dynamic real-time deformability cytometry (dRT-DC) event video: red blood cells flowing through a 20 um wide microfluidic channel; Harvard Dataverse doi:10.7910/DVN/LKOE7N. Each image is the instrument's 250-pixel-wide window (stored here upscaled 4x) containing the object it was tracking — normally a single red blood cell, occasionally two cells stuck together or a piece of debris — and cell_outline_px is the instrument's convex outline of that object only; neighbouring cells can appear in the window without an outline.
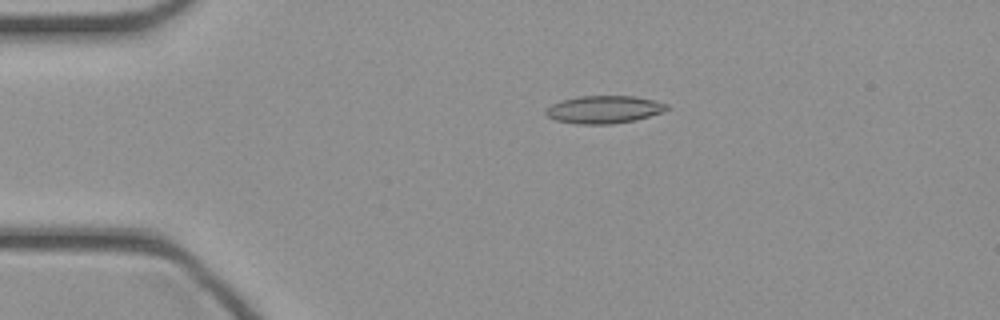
{"species": "common noctule bat (a hibernating species)", "species_latin": "Nyctalus noctula", "temperature_condition": "cold", "stored_images_in_passage": 46, "camera_frame_rate_fps": 3000, "um_per_image_px": 0.085, "animal": {"sex": "female", "body_mass_g": 21.9}, "frame": {"image": 1, "passage_image": 10, "time_ms": 3.0, "image_size_px": [1000, 320], "cell_outline_px": [[668, 108], [664, 112], [636, 120], [612, 124], [576, 124], [556, 120], [548, 116], [544, 112], [552, 104], [564, 100], [580, 96], [636, 96], [668, 104]], "centroid_in_image_um": [51.37, 9.31], "position_along_channel_um": 33.6, "area_um2": 19.42}}
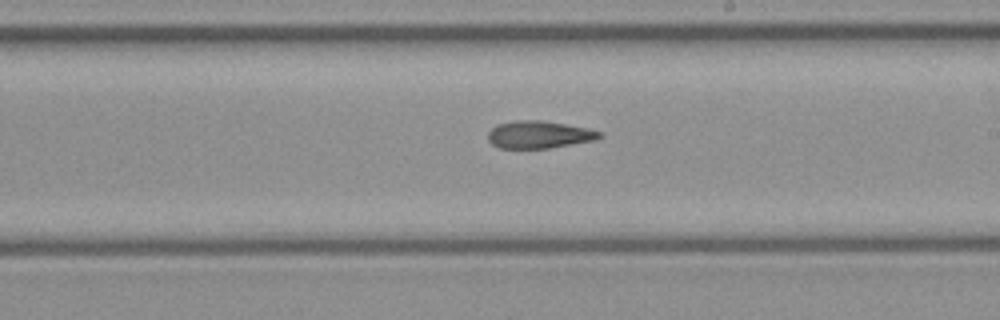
{"frame": {"image": 2, "passage_image": 27, "time_ms": 8.667, "image_size_px": [1000, 320], "cell_outline_px": [[604, 136], [596, 140], [548, 148], [500, 148], [492, 144], [488, 140], [488, 132], [496, 124], [516, 120], [540, 120], [588, 128], [604, 132]], "centroid_in_image_um": [45.84, 11.44], "position_along_channel_um": 243.2, "area_um2": 17.92}}
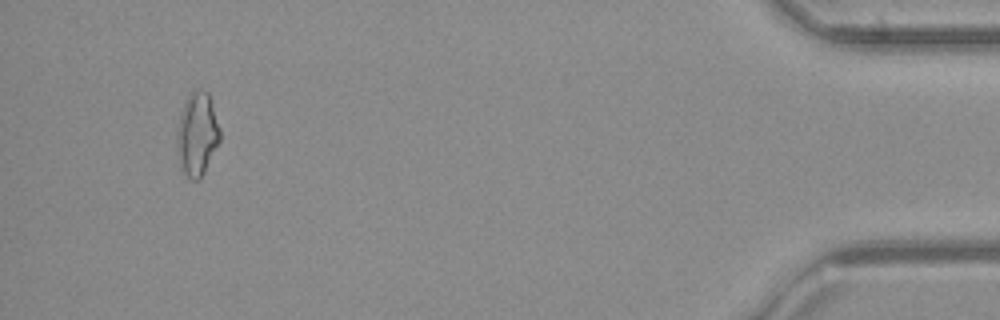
{"frame": {"image": 3, "passage_image": 44, "time_ms": 14.333, "image_size_px": [1000, 320], "cell_outline_px": [[220, 140], [200, 180], [192, 180], [184, 172], [176, 148], [176, 132], [180, 112], [188, 92], [196, 88], [200, 88], [208, 92], [220, 128]], "centroid_in_image_um": [16.74, 11.33], "position_along_channel_um": 418.5, "area_um2": 21.04}}